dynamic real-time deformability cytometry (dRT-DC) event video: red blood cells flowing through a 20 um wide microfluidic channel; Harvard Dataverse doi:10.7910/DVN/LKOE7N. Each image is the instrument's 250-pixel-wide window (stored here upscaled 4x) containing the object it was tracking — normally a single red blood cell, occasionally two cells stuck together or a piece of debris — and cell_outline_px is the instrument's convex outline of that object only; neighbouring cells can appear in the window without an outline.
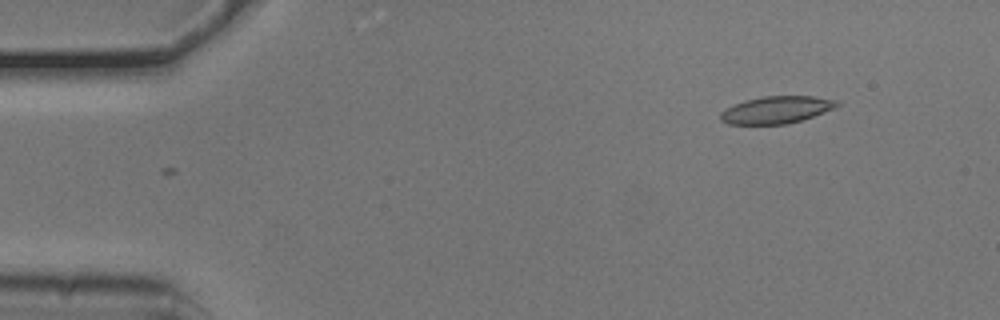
{"species": "common noctule bat (a hibernating species)", "species_latin": "Nyctalus noctula", "temperature_condition": "cold", "stored_images_in_passage": 2, "camera_frame_rate_fps": 3000, "um_per_image_px": 0.085, "animal": {"sex": "male", "body_mass_g": 20.5, "forearm_length_mm": 52.5}, "frame": {"image": 1, "passage_image": 1, "time_ms": 0.0, "image_size_px": [1000, 320], "cell_outline_px": [[840, 104], [836, 108], [800, 120], [784, 124], [728, 124], [720, 120], [720, 112], [744, 100], [764, 96], [812, 96], [840, 100]], "centroid_in_image_um": [66.02, 9.32], "position_along_channel_um": 19.0, "area_um2": 18.38}}